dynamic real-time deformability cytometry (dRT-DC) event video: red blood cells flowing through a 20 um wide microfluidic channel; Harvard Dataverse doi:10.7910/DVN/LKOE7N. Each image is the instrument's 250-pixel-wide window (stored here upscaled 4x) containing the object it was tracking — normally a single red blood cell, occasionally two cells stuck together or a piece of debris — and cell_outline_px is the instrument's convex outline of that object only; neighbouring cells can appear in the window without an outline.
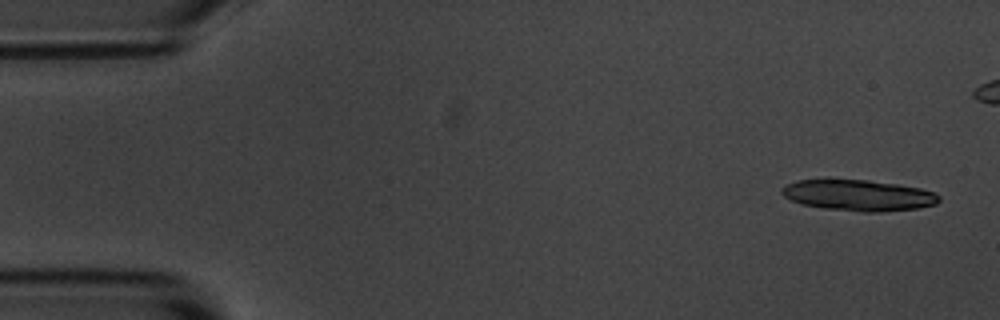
{"species": "common noctule bat (a hibernating species)", "species_latin": "Nyctalus noctula", "temperature_condition": "room temperature", "stored_images_in_passage": 9, "camera_frame_rate_fps": 3000, "um_per_image_px": 0.085, "animal": {"sex": "male", "body_mass_g": 20.1, "forearm_length_mm": 53.5}, "frame": {"image": 1, "passage_image": 1, "time_ms": 0.0, "image_size_px": [1000, 320], "cell_outline_px": [[940, 200], [936, 204], [920, 208], [876, 212], [864, 212], [824, 208], [800, 204], [784, 196], [780, 192], [780, 188], [788, 184], [800, 180], [868, 180], [896, 184], [920, 188], [932, 192], [940, 196]], "centroid_in_image_um": [72.97, 16.61], "position_along_channel_um": 12.0, "area_um2": 28.21}}
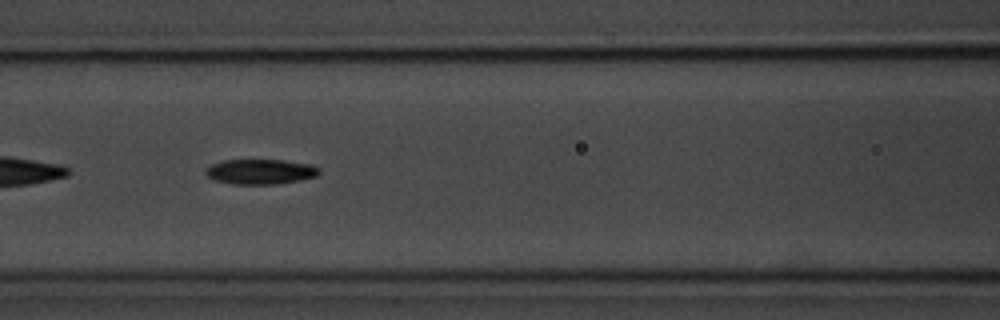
{"frame": {"image": 2, "passage_image": 7, "time_ms": 7.0, "image_size_px": [1000, 320], "cell_outline_px": [[320, 172], [316, 176], [300, 180], [276, 184], [232, 184], [212, 180], [204, 172], [212, 164], [224, 160], [284, 160], [312, 164], [320, 168]], "centroid_in_image_um": [22.15, 14.59], "position_along_channel_um": 144.4, "area_um2": 16.65}}
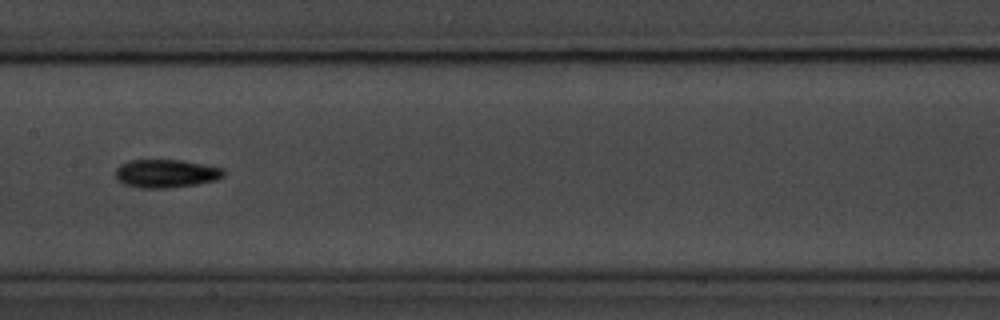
{"frame": {"image": 3, "passage_image": 8, "time_ms": 8.333, "image_size_px": [1000, 320], "cell_outline_px": [[224, 176], [216, 180], [196, 184], [168, 188], [140, 188], [124, 184], [116, 180], [116, 168], [120, 164], [132, 160], [180, 160], [204, 164], [224, 168]], "centroid_in_image_um": [14.11, 14.75], "position_along_channel_um": 193.3, "area_um2": 17.86}}